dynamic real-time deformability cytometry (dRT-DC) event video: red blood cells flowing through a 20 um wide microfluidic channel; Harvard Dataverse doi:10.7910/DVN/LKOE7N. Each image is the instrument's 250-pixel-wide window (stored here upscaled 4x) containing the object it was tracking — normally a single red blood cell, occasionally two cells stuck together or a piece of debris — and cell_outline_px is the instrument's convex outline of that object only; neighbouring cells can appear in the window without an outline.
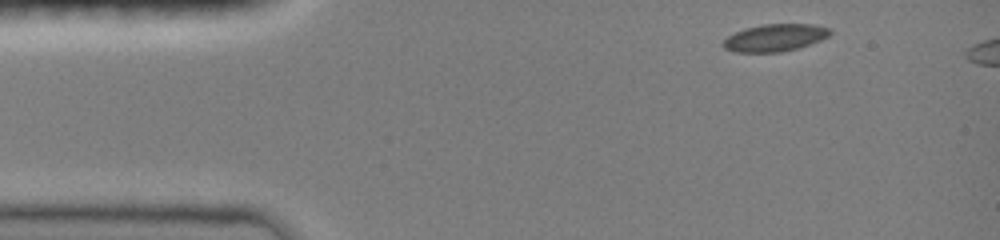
{"species": "common noctule bat (a hibernating species)", "species_latin": "Nyctalus noctula", "temperature_condition": "room temperature", "stored_images_in_passage": 3, "camera_frame_rate_fps": 3000, "um_per_image_px": 0.085, "animal": {"sex": "female", "body_mass_g": 19.0, "forearm_length_mm": 51.5}, "frame": {"image": 1, "passage_image": 1, "time_ms": 0.0, "image_size_px": [1000, 240], "cell_outline_px": [[832, 32], [828, 36], [820, 40], [800, 48], [780, 52], [732, 52], [724, 48], [720, 44], [728, 36], [744, 28], [764, 24], [812, 24], [832, 28]], "centroid_in_image_um": [65.87, 3.21], "position_along_channel_um": 19.1, "area_um2": 17.17}}